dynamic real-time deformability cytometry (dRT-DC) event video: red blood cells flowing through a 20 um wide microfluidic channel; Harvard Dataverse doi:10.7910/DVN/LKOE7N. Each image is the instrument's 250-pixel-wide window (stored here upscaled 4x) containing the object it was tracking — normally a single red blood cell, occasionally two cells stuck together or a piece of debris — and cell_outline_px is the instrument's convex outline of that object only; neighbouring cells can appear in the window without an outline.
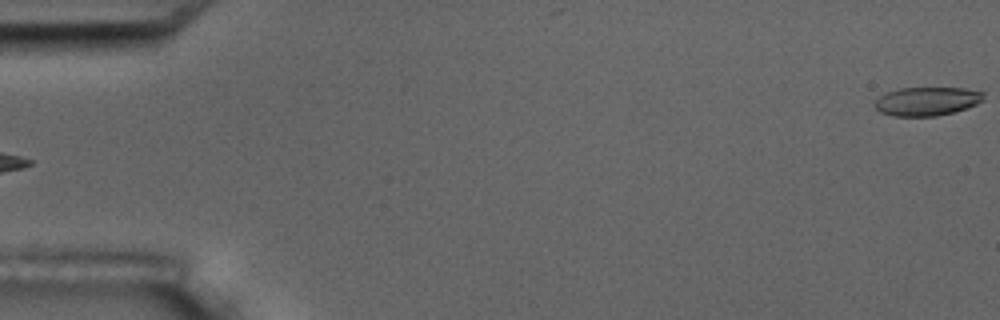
{"species": "common noctule bat (a hibernating species)", "species_latin": "Nyctalus noctula", "temperature_condition": "room temperature", "stored_images_in_passage": 5, "segment_of_instrument_passage": [2, 2], "camera_frame_rate_fps": 3000, "um_per_image_px": 0.085, "animal": {"sex": "male", "body_mass_g": 17.5, "forearm_length_mm": 52.3}, "frame": {"image": 1, "passage_image": 5, "time_ms": 5.333, "image_size_px": [1000, 320], "cell_outline_px": [[984, 96], [976, 104], [968, 108], [936, 116], [892, 116], [880, 112], [872, 104], [884, 92], [900, 88], [964, 88], [984, 92]], "centroid_in_image_um": [78.74, 8.61], "position_along_channel_um": 6.3, "area_um2": 18.21}}